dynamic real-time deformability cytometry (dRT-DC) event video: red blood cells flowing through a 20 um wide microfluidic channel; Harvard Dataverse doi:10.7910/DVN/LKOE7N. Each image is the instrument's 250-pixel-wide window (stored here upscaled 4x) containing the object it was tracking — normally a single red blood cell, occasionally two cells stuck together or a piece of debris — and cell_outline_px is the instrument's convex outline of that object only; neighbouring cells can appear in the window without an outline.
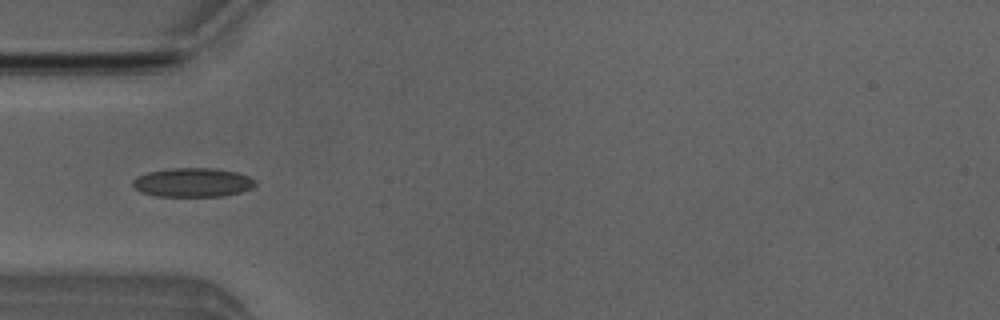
{"species": "Egyptian fruit bat (a non-hibernating species)", "species_latin": "Rousettus aegyptiacus", "temperature_condition": "room temperature", "stored_images_in_passage": 51, "camera_frame_rate_fps": 3000, "um_per_image_px": 0.085, "animal": {"sex": "male"}, "frame": {"image": 1, "passage_image": 15, "time_ms": 4.667, "image_size_px": [1000, 320], "cell_outline_px": [[256, 184], [252, 188], [240, 192], [224, 196], [156, 196], [140, 192], [132, 184], [132, 180], [136, 176], [148, 172], [172, 168], [212, 168], [236, 172], [248, 176], [256, 180]], "centroid_in_image_um": [16.37, 15.51], "position_along_channel_um": 68.6, "area_um2": 20.75}}
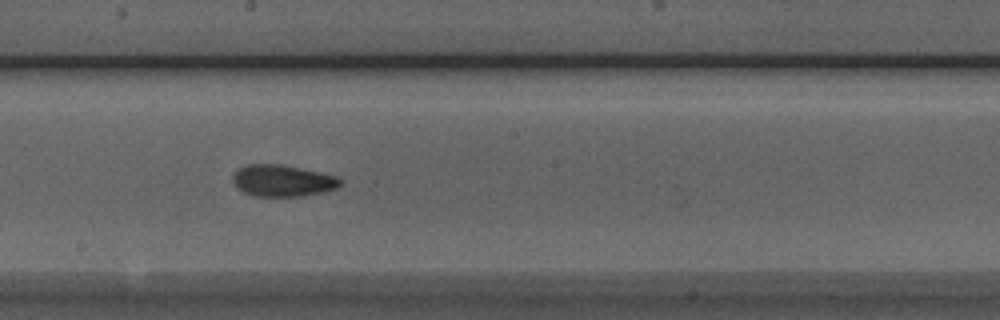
{"frame": {"image": 2, "passage_image": 27, "time_ms": 8.667, "image_size_px": [1000, 320], "cell_outline_px": [[344, 180], [340, 188], [300, 196], [256, 196], [244, 192], [236, 188], [232, 180], [232, 176], [240, 168], [248, 164], [280, 164], [336, 176]], "centroid_in_image_um": [24.03, 15.36], "position_along_channel_um": 224.2, "area_um2": 19.71}}
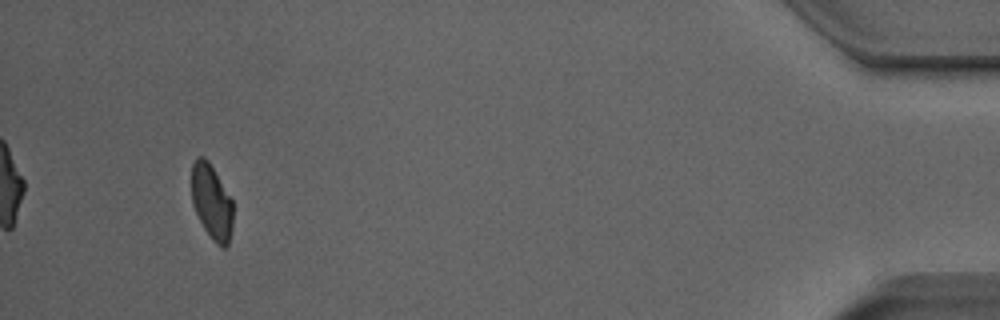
{"frame": {"image": 3, "passage_image": 48, "time_ms": 15.667, "image_size_px": [1000, 320], "cell_outline_px": [[232, 228], [228, 244], [224, 248], [216, 244], [212, 240], [204, 228], [192, 204], [192, 164], [200, 156], [204, 156], [208, 160], [232, 200]], "centroid_in_image_um": [17.99, 17.18], "position_along_channel_um": 417.2, "area_um2": 17.86}, "authors_computed_cell_mechanics": {"area_um2": 19.4786, "velocity_mm_per_s": 3.8789, "shape_relaxation_time_tau1_ms": 10.2301, "shape_relaxation_time_tau2_ms": 1.6586, "deformation_change_tau1": 0.2001, "deformation_change_tau2": 0.0702}}